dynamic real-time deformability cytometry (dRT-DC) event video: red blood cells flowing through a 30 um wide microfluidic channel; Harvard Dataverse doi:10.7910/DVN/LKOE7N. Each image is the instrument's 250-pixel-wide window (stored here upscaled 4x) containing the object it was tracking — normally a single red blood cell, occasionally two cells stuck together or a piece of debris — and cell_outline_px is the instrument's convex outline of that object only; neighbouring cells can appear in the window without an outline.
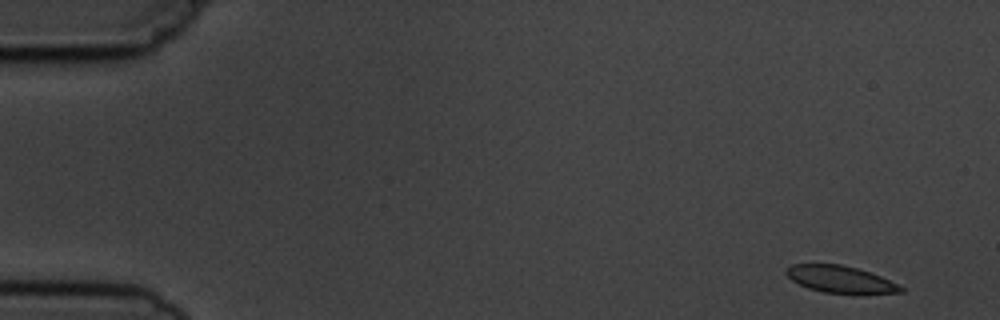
{"species": "common noctule bat (a hibernating species)", "species_latin": "Nyctalus noctula", "temperature_condition": "cold", "stored_images_in_passage": 5, "segment_of_instrument_passage": [2, 2], "camera_frame_rate_fps": 3000, "um_per_image_px": 0.085, "animal": {"sex": "male", "body_mass_g": 19.5, "forearm_length_mm": 54.6}, "frame": {"image": 1, "passage_image": 5, "time_ms": 4.667, "image_size_px": [1000, 320], "cell_outline_px": [[904, 292], [824, 292], [808, 288], [792, 280], [784, 272], [784, 268], [792, 264], [840, 264], [856, 268], [880, 276], [904, 288]], "centroid_in_image_um": [71.33, 23.7], "position_along_channel_um": 13.7, "area_um2": 17.34}}